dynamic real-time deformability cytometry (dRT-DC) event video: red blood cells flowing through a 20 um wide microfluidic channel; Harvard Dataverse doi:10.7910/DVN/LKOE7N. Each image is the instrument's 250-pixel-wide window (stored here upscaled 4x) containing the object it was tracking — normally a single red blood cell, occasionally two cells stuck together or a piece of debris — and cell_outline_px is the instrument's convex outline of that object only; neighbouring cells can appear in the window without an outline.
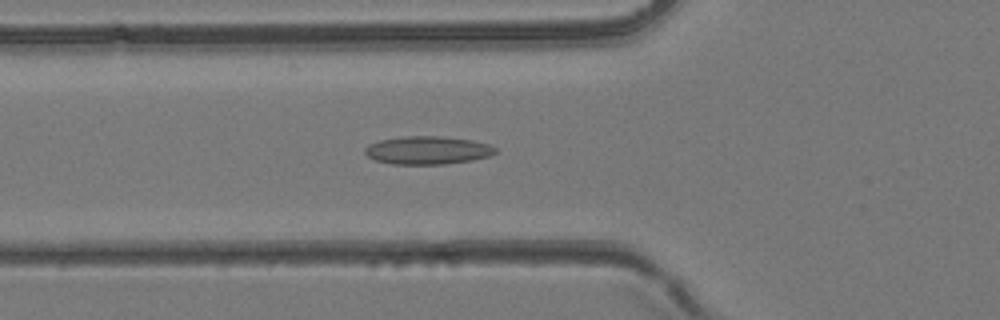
{"species": "common noctule bat (a hibernating species)", "species_latin": "Nyctalus noctula", "temperature_condition": "room temperature", "stored_images_in_passage": 44, "camera_frame_rate_fps": 3000, "um_per_image_px": 0.085, "animal": {"sex": "female", "body_mass_g": 24.6, "forearm_length_mm": 56.2}, "frame": {"image": 1, "passage_image": 16, "time_ms": 5.0, "image_size_px": [1000, 320], "cell_outline_px": [[496, 152], [488, 156], [472, 160], [444, 164], [392, 164], [376, 160], [368, 156], [364, 152], [364, 148], [368, 144], [380, 140], [404, 136], [440, 136], [472, 140], [488, 144], [496, 148]], "centroid_in_image_um": [36.32, 12.77], "position_along_channel_um": 89.5, "area_um2": 21.27}}
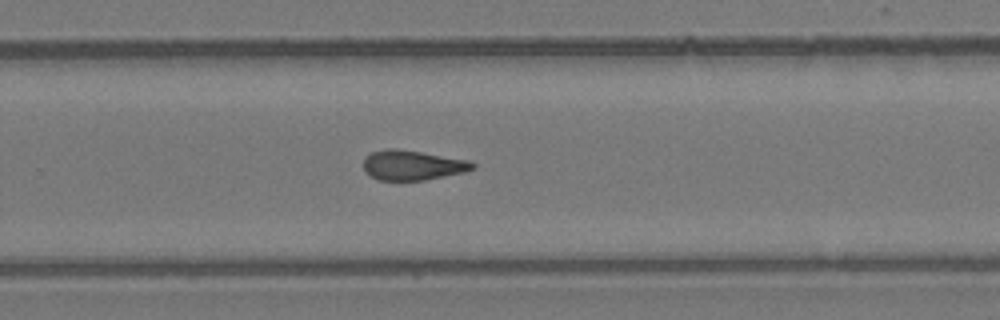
{"frame": {"image": 2, "passage_image": 29, "time_ms": 9.333, "image_size_px": [1000, 320], "cell_outline_px": [[476, 168], [464, 172], [424, 180], [380, 180], [364, 172], [364, 156], [372, 152], [388, 148], [396, 148], [468, 160], [476, 164]], "centroid_in_image_um": [35.05, 14.04], "position_along_channel_um": 294.8, "area_um2": 18.9}}
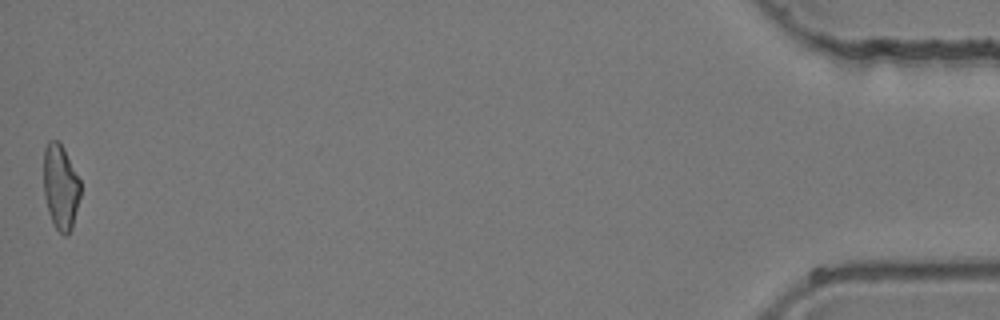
{"frame": {"image": 3, "passage_image": 44, "time_ms": 14.333, "image_size_px": [1000, 320], "cell_outline_px": [[80, 196], [72, 228], [68, 236], [64, 236], [56, 228], [48, 212], [44, 196], [44, 148], [48, 140], [60, 140], [80, 180]], "centroid_in_image_um": [5.15, 15.87], "position_along_channel_um": 430.1, "area_um2": 18.38}}